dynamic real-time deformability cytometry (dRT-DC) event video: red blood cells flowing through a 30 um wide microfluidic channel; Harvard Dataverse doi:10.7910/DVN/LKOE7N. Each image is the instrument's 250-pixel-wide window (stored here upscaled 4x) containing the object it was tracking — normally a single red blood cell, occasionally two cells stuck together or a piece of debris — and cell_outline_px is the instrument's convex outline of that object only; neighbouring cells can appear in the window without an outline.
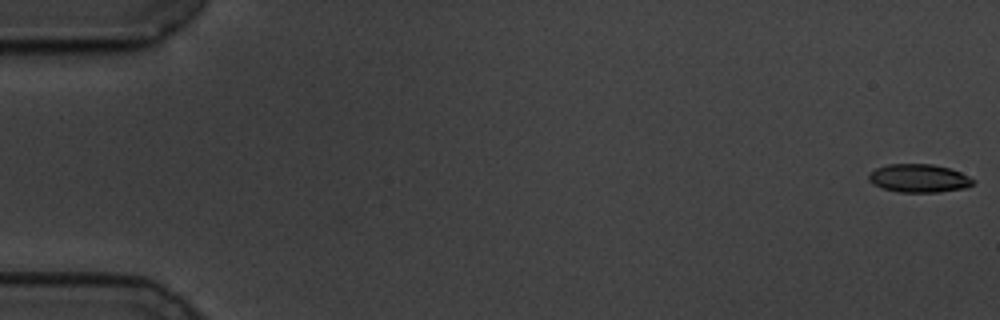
{"species": "common noctule bat (a hibernating species)", "species_latin": "Nyctalus noctula", "temperature_condition": "cold", "stored_images_in_passage": 12, "camera_frame_rate_fps": 3000, "um_per_image_px": 0.085, "animal": {"sex": "male", "body_mass_g": 19.5, "forearm_length_mm": 54.6}, "frame": {"image": 1, "passage_image": 1, "time_ms": 0.0, "image_size_px": [1000, 320], "cell_outline_px": [[976, 180], [968, 188], [940, 192], [896, 192], [872, 184], [868, 180], [868, 176], [876, 168], [888, 164], [932, 164], [948, 168], [960, 172]], "centroid_in_image_um": [78.12, 15.16], "position_along_channel_um": 6.9, "area_um2": 17.22}}